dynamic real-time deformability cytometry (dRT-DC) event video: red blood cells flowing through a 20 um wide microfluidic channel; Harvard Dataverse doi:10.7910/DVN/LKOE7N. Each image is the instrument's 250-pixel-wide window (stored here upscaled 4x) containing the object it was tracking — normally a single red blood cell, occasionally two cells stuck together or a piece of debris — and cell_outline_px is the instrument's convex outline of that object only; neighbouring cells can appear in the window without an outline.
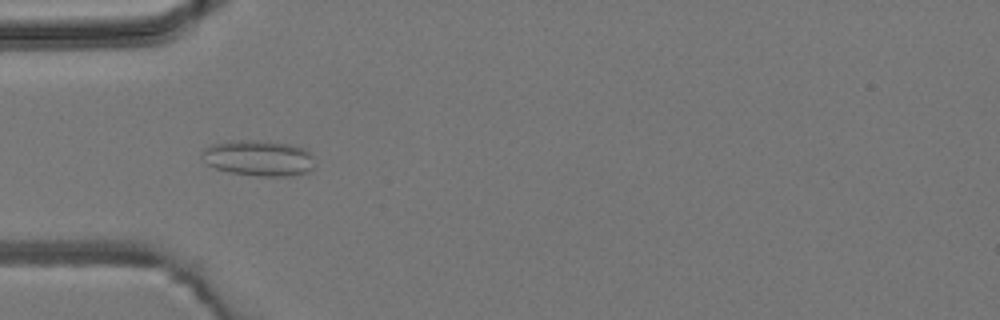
{"species": "common noctule bat (a hibernating species)", "species_latin": "Nyctalus noctula", "temperature_condition": "room temperature", "stored_images_in_passage": 6, "camera_frame_rate_fps": 3000, "um_per_image_px": 0.085, "animal": {"sex": "male", "body_mass_g": 19.2, "forearm_length_mm": 51.8}, "frame": {"image": 1, "passage_image": 4, "time_ms": 3.667, "image_size_px": [1000, 320], "cell_outline_px": [[312, 168], [308, 172], [292, 176], [256, 176], [232, 172], [216, 168], [208, 164], [200, 156], [200, 152], [204, 148], [212, 144], [228, 140], [256, 140], [292, 144], [304, 148], [312, 156]], "centroid_in_image_um": [21.95, 13.42], "position_along_channel_um": 63.1, "area_um2": 23.58}}
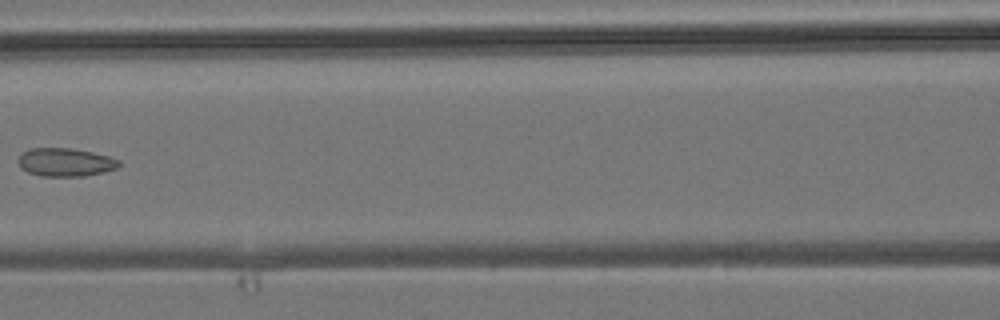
{"frame": {"image": 2, "passage_image": 6, "time_ms": 6.0, "image_size_px": [1000, 320], "cell_outline_px": [[120, 164], [116, 168], [84, 176], [40, 176], [28, 172], [20, 168], [20, 156], [24, 152], [32, 148], [72, 148], [92, 152], [108, 156], [120, 160]], "centroid_in_image_um": [5.56, 13.79], "position_along_channel_um": 161.0, "area_um2": 16.36}}